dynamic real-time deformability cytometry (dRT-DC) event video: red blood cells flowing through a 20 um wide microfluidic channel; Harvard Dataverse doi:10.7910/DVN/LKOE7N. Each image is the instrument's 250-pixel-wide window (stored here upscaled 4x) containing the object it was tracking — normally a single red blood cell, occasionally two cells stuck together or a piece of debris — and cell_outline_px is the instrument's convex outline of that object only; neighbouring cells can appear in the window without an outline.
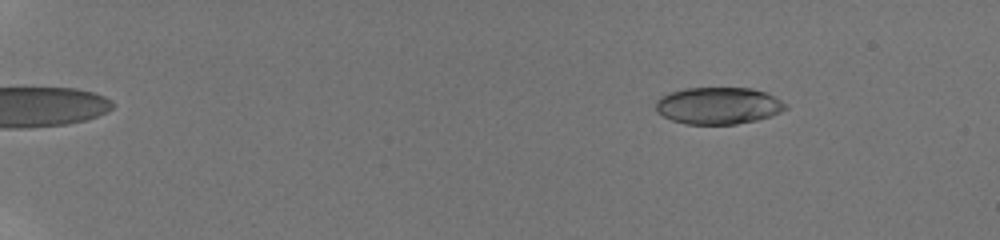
{"species": "human", "species_latin": "Homo sapiens", "temperature_condition": "room temperature", "stored_images_in_passage": 21, "camera_frame_rate_fps": 3000, "um_per_image_px": 0.085, "donor": {"sex": "male"}, "frame": {"image": 1, "passage_image": 5, "time_ms": 2.333, "image_size_px": [1000, 240], "cell_outline_px": [[788, 108], [772, 116], [756, 120], [736, 124], [688, 124], [672, 120], [656, 112], [656, 100], [660, 96], [668, 92], [684, 88], [752, 88], [764, 92], [788, 104]], "centroid_in_image_um": [61.04, 8.98], "position_along_channel_um": 24.0, "area_um2": 28.03}}
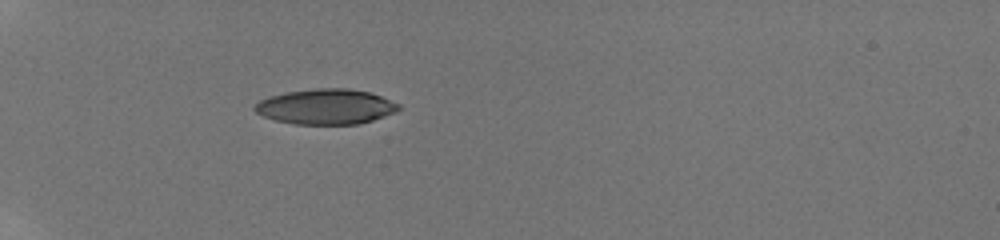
{"frame": {"image": 2, "passage_image": 14, "time_ms": 6.333, "image_size_px": [1000, 240], "cell_outline_px": [[400, 108], [396, 112], [360, 124], [296, 124], [276, 120], [264, 116], [256, 112], [252, 108], [260, 100], [268, 96], [284, 92], [316, 88], [348, 88], [368, 92], [380, 96], [400, 104]], "centroid_in_image_um": [27.69, 9.06], "position_along_channel_um": 57.3, "area_um2": 29.54}}
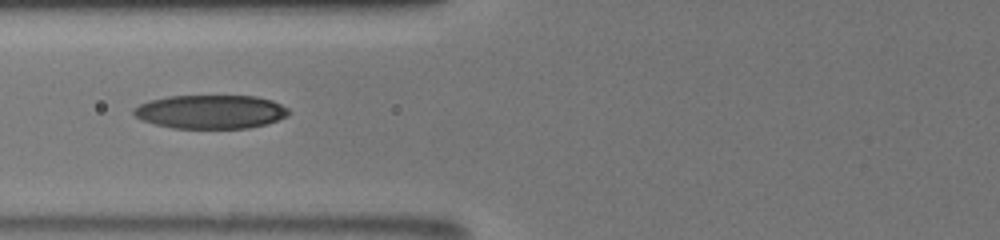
{"frame": {"image": 3, "passage_image": 19, "time_ms": 8.333, "image_size_px": [1000, 240], "cell_outline_px": [[288, 116], [268, 124], [248, 128], [172, 128], [140, 120], [132, 112], [132, 108], [148, 100], [168, 96], [256, 96], [272, 100], [288, 108]], "centroid_in_image_um": [17.89, 9.5], "position_along_channel_um": 107.9, "area_um2": 30.63}}